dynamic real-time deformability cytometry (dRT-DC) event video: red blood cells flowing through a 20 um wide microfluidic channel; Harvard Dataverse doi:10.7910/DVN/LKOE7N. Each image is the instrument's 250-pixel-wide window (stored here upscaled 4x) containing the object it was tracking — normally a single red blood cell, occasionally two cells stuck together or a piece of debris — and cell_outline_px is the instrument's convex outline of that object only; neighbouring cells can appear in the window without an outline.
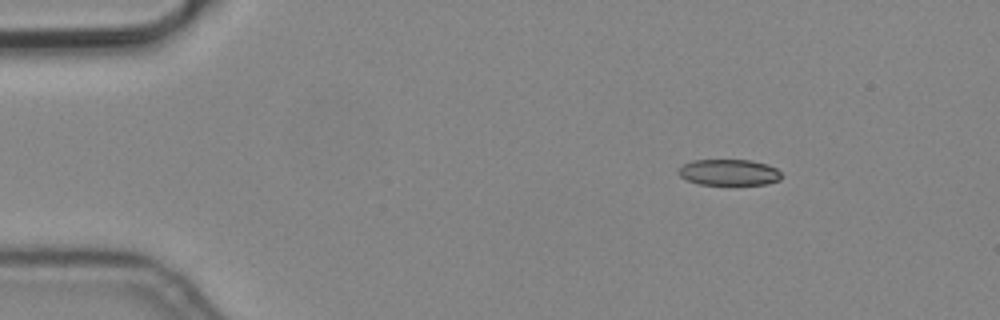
{"species": "common noctule bat (a hibernating species)", "species_latin": "Nyctalus noctula", "temperature_condition": "cold", "stored_images_in_passage": 5, "camera_frame_rate_fps": 3000, "um_per_image_px": 0.085, "animal": {"sex": "male", "body_mass_g": 19.2, "forearm_length_mm": 51.8}, "frame": {"image": 1, "passage_image": 1, "time_ms": 0.0, "image_size_px": [1000, 320], "cell_outline_px": [[780, 180], [768, 184], [700, 184], [688, 180], [680, 176], [676, 172], [676, 168], [692, 160], [752, 160], [768, 164], [776, 168], [780, 172]], "centroid_in_image_um": [61.94, 14.64], "position_along_channel_um": 23.1, "area_um2": 15.72}}
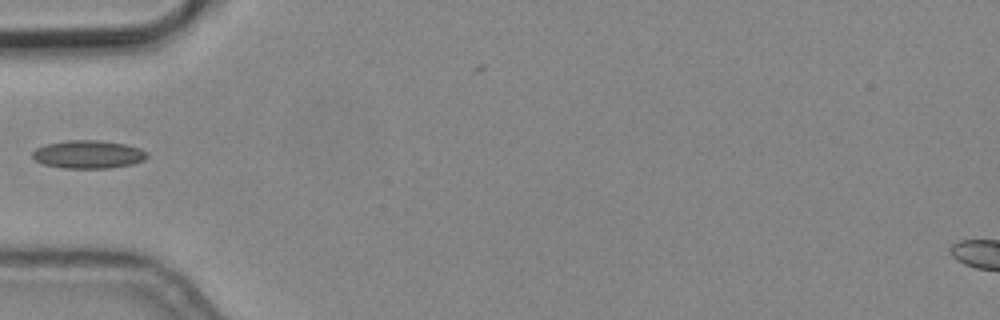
{"frame": {"image": 2, "passage_image": 4, "time_ms": 1.0, "image_size_px": [1000, 320], "cell_outline_px": [[148, 156], [144, 160], [132, 164], [108, 168], [64, 168], [44, 164], [36, 160], [32, 156], [32, 152], [36, 148], [44, 144], [68, 140], [100, 140], [124, 144], [140, 148], [148, 152]], "centroid_in_image_um": [7.51, 13.11], "position_along_channel_um": 77.5, "area_um2": 18.79}}
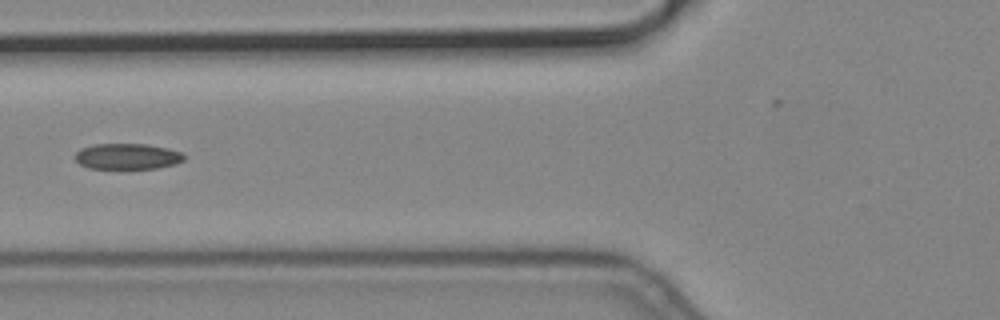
{"frame": {"image": 3, "passage_image": 5, "time_ms": 1.333, "image_size_px": [1000, 320], "cell_outline_px": [[184, 160], [176, 164], [156, 168], [88, 168], [80, 164], [76, 160], [76, 152], [80, 148], [92, 144], [148, 144], [168, 148], [184, 152]], "centroid_in_image_um": [10.85, 13.28], "position_along_channel_um": 115.0, "area_um2": 16.47}}